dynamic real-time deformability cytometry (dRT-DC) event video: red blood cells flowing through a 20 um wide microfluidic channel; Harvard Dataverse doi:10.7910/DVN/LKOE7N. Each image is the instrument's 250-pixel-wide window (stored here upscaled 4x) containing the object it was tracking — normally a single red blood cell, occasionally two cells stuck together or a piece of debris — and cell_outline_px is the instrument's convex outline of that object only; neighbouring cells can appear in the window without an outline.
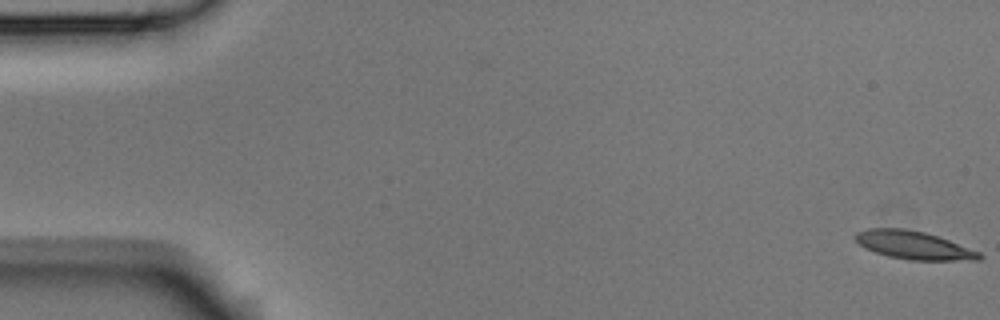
{"species": "Egyptian fruit bat (a non-hibernating species)", "species_latin": "Rousettus aegyptiacus", "temperature_condition": "room temperature", "stored_images_in_passage": 4, "segment_of_instrument_passage": [2, 2], "camera_frame_rate_fps": 3000, "um_per_image_px": 0.085, "animal": {"sex": "male"}, "frame": {"image": 1, "passage_image": 4, "time_ms": 1.0, "image_size_px": [1000, 320], "cell_outline_px": [[984, 256], [980, 260], [908, 260], [888, 256], [864, 248], [852, 236], [856, 232], [868, 228], [904, 228], [924, 232], [948, 240], [980, 252]], "centroid_in_image_um": [77.63, 20.84], "position_along_channel_um": 7.4, "area_um2": 20.29}}